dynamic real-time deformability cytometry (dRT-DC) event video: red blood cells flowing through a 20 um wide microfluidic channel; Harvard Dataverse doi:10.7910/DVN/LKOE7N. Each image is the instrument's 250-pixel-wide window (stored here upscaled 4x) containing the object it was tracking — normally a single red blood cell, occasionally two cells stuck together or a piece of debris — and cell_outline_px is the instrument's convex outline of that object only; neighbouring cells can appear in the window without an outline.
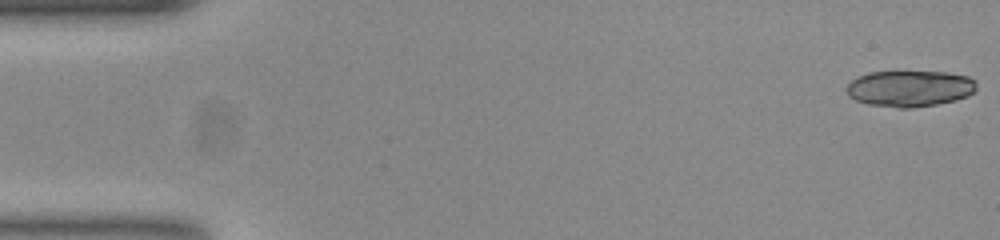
{"species": "common noctule bat (a hibernating species)", "species_latin": "Nyctalus noctula", "temperature_condition": "room temperature", "stored_images_in_passage": 12, "camera_frame_rate_fps": 3000, "um_per_image_px": 0.085, "animal": {"sex": "female", "body_mass_g": 23.0, "forearm_length_mm": 53.4}, "frame": {"image": 1, "passage_image": 1, "time_ms": 0.0, "image_size_px": [1000, 240], "cell_outline_px": [[976, 92], [968, 96], [956, 100], [936, 104], [912, 108], [896, 108], [868, 104], [856, 100], [848, 96], [844, 88], [852, 80], [868, 72], [904, 68], [948, 72], [968, 76], [976, 80]], "centroid_in_image_um": [77.34, 7.47], "position_along_channel_um": 7.7, "area_um2": 28.84}}